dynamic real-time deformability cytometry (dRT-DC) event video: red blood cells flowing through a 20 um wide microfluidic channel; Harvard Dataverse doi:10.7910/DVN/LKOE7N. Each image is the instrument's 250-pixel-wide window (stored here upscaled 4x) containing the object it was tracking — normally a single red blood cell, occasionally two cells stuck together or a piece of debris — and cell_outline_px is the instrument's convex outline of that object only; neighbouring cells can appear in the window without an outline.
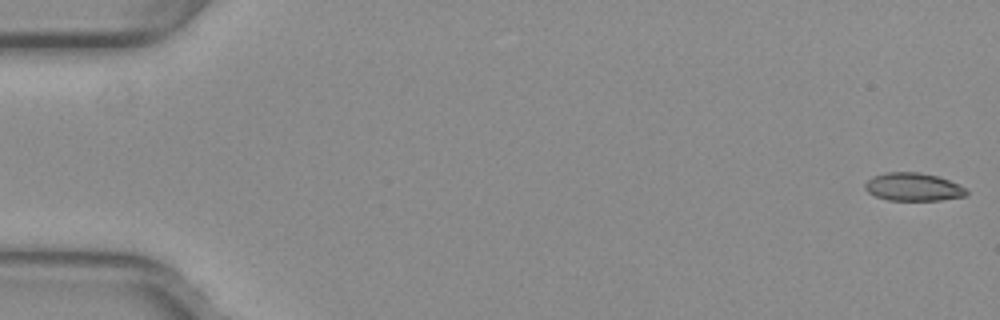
{"species": "common noctule bat (a hibernating species)", "species_latin": "Nyctalus noctula", "temperature_condition": "warm", "stored_images_in_passage": 53, "camera_frame_rate_fps": 3000, "um_per_image_px": 0.085, "animal": {"sex": "female", "body_mass_g": 29.2, "forearm_length_mm": 56.3}, "frame": {"image": 1, "passage_image": 1, "time_ms": 0.0, "image_size_px": [1000, 320], "cell_outline_px": [[968, 196], [940, 200], [888, 200], [876, 196], [868, 192], [864, 188], [864, 184], [872, 176], [884, 172], [920, 172], [936, 176], [948, 180], [968, 188]], "centroid_in_image_um": [77.64, 15.89], "position_along_channel_um": 7.4, "area_um2": 16.7}}
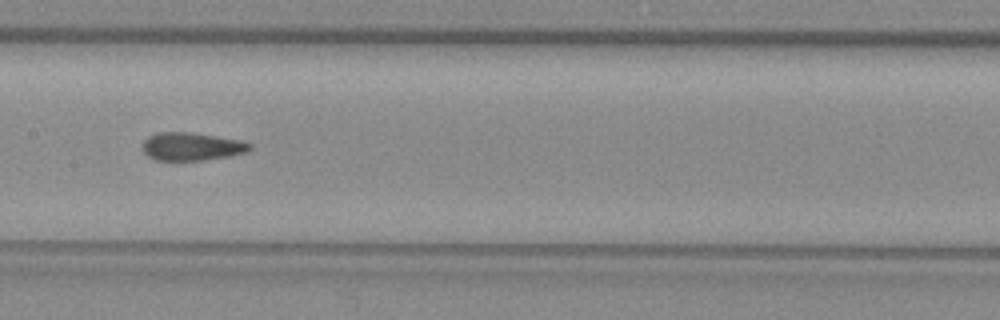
{"frame": {"image": 2, "passage_image": 27, "time_ms": 8.667, "image_size_px": [1000, 320], "cell_outline_px": [[252, 148], [244, 152], [228, 156], [204, 160], [156, 160], [148, 156], [144, 152], [144, 140], [148, 136], [156, 132], [188, 132], [240, 140], [252, 144]], "centroid_in_image_um": [16.27, 12.45], "position_along_channel_um": 191.1, "area_um2": 17.28}}
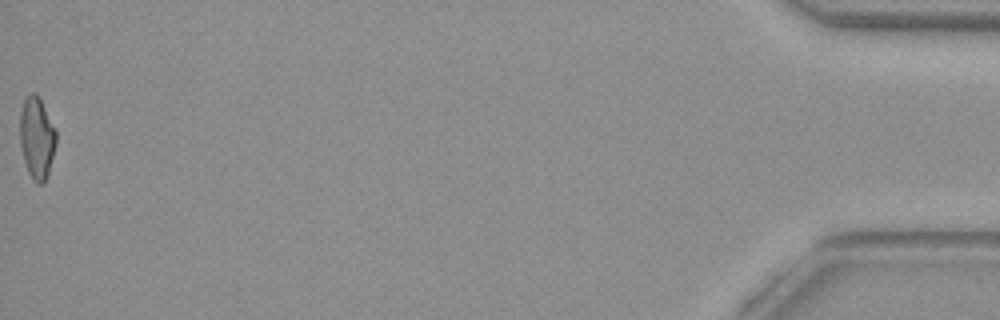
{"frame": {"image": 3, "passage_image": 53, "time_ms": 17.333, "image_size_px": [1000, 320], "cell_outline_px": [[56, 144], [48, 172], [44, 184], [36, 184], [32, 180], [28, 172], [24, 160], [20, 144], [20, 112], [24, 100], [32, 92], [36, 92], [56, 128]], "centroid_in_image_um": [3.13, 11.73], "position_along_channel_um": 432.1, "area_um2": 17.28}, "authors_computed_cell_mechanics": {"area_um2": 17.5134, "velocity_mm_per_s": 3.9829, "shape_relaxation_time_tau1_ms": 9.9407, "shape_relaxation_time_tau2_ms": 0.9353, "deformation_change_tau1": 0.2225, "deformation_change_tau2": 0.0702}}